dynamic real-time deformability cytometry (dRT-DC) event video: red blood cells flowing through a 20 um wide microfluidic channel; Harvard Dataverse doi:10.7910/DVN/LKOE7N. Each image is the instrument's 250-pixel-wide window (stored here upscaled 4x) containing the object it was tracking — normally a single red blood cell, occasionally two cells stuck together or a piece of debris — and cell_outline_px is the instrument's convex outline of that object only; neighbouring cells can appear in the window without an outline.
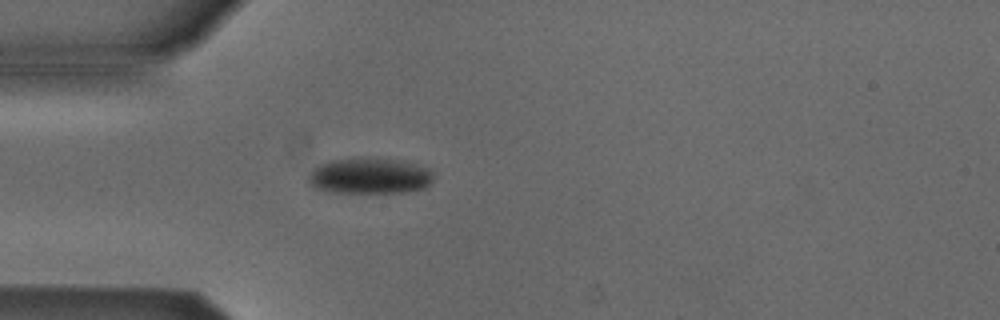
{"species": "Egyptian fruit bat (a non-hibernating species)", "species_latin": "Rousettus aegyptiacus", "temperature_condition": "cold", "stored_images_in_passage": 3, "camera_frame_rate_fps": 3000, "um_per_image_px": 0.085, "animal": {"sex": "male"}, "frame": {"image": 1, "passage_image": 3, "time_ms": 0.667, "image_size_px": [1000, 320], "cell_outline_px": [[432, 180], [424, 188], [404, 192], [332, 192], [316, 188], [308, 184], [308, 176], [320, 164], [332, 160], [360, 156], [368, 156], [404, 160], [428, 168], [432, 172]], "centroid_in_image_um": [31.43, 14.92], "position_along_channel_um": 53.6, "area_um2": 26.47}}